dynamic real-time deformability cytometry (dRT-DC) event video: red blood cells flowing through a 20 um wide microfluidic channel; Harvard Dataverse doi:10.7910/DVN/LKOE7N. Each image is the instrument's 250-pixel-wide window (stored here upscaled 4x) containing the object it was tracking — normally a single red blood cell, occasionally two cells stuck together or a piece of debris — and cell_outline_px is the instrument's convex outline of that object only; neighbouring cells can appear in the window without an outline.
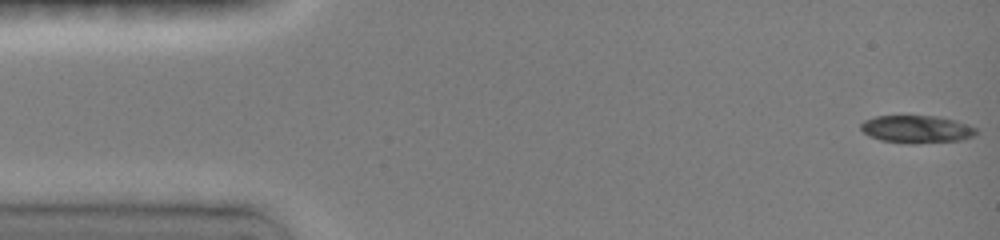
{"species": "common noctule bat (a hibernating species)", "species_latin": "Nyctalus noctula", "temperature_condition": "room temperature", "stored_images_in_passage": 47, "camera_frame_rate_fps": 3000, "um_per_image_px": 0.085, "animal": {"sex": "female", "body_mass_g": 19.0, "forearm_length_mm": 51.5}, "frame": {"image": 1, "passage_image": 1, "time_ms": 0.0, "image_size_px": [1000, 240], "cell_outline_px": [[976, 136], [960, 140], [912, 144], [880, 140], [868, 136], [860, 128], [860, 124], [864, 120], [876, 116], [936, 116], [956, 120], [976, 128]], "centroid_in_image_um": [77.9, 10.98], "position_along_channel_um": 7.1, "area_um2": 18.61}}
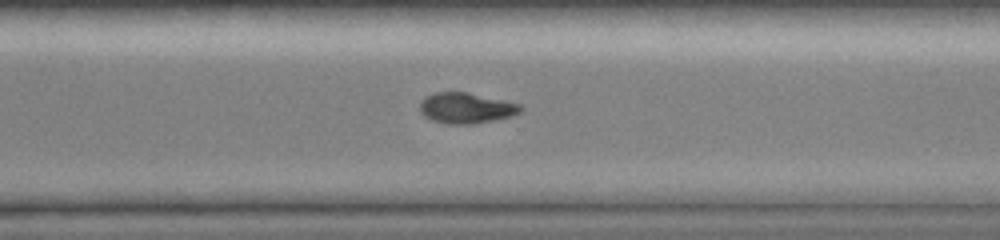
{"frame": {"image": 2, "passage_image": 34, "time_ms": 11.0, "image_size_px": [1000, 240], "cell_outline_px": [[524, 108], [520, 112], [512, 116], [472, 124], [448, 124], [432, 120], [424, 116], [420, 112], [420, 100], [424, 96], [436, 92], [468, 92], [520, 104]], "centroid_in_image_um": [39.59, 9.18], "position_along_channel_um": 331.0, "area_um2": 18.03}}
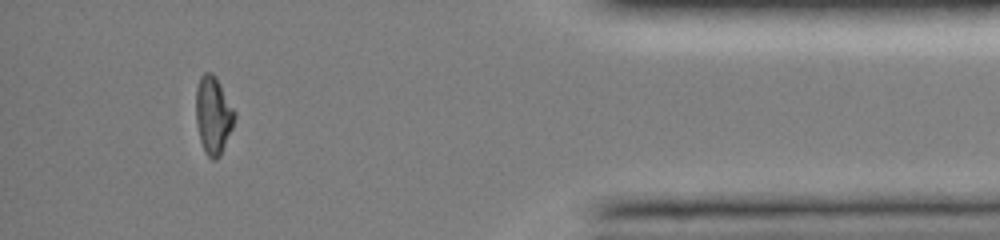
{"frame": {"image": 3, "passage_image": 43, "time_ms": 14.0, "image_size_px": [1000, 240], "cell_outline_px": [[236, 116], [232, 128], [220, 156], [216, 160], [212, 160], [204, 152], [200, 140], [196, 124], [196, 88], [200, 76], [204, 72], [212, 72], [216, 76], [236, 112]], "centroid_in_image_um": [18.12, 9.78], "position_along_channel_um": 417.1, "area_um2": 17.69}, "authors_computed_cell_mechanics": {"area_um2": 18.785, "velocity_mm_per_s": 4.0412, "shape_relaxation_time_tau1_ms": 3.0849, "shape_relaxation_time_tau2_ms": null, "deformation_change_tau1": 0.1517, "deformation_change_tau2": null}}